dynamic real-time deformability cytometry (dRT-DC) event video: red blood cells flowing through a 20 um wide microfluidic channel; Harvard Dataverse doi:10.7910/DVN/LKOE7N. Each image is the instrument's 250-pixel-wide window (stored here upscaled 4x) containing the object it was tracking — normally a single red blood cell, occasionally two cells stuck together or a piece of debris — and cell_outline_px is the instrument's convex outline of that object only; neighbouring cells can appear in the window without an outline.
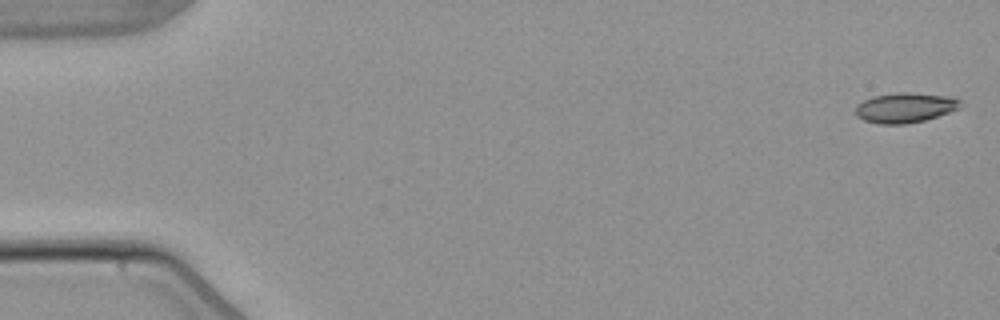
{"species": "common noctule bat (a hibernating species)", "species_latin": "Nyctalus noctula", "temperature_condition": "warm", "stored_images_in_passage": 5, "camera_frame_rate_fps": 3000, "um_per_image_px": 0.085, "animal": {"sex": "male", "body_mass_g": 21.5, "forearm_length_mm": 52.0}, "frame": {"image": 1, "passage_image": 1, "time_ms": 0.0, "image_size_px": [1000, 320], "cell_outline_px": [[964, 104], [960, 108], [924, 120], [904, 124], [880, 124], [864, 120], [856, 116], [856, 104], [872, 96], [896, 92], [908, 92], [948, 96], [960, 100]], "centroid_in_image_um": [76.92, 9.14], "position_along_channel_um": 8.1, "area_um2": 18.32}}
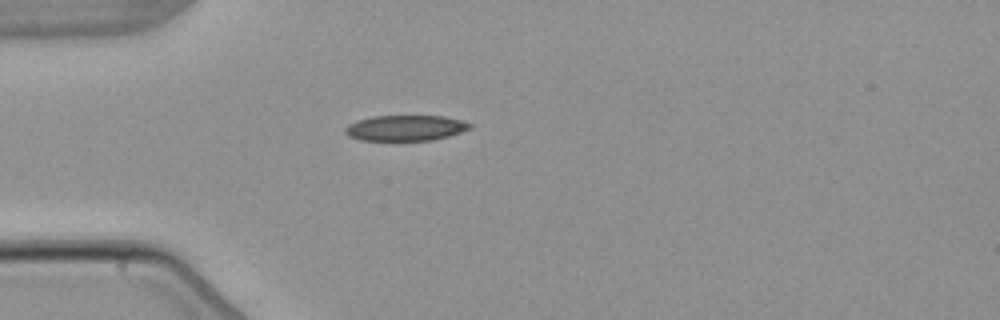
{"frame": {"image": 2, "passage_image": 4, "time_ms": 4.667, "image_size_px": [1000, 320], "cell_outline_px": [[472, 128], [448, 136], [432, 140], [360, 140], [348, 136], [344, 132], [344, 128], [348, 124], [356, 120], [372, 116], [444, 116], [460, 120], [472, 124]], "centroid_in_image_um": [34.43, 10.87], "position_along_channel_um": 50.6, "area_um2": 18.61}}